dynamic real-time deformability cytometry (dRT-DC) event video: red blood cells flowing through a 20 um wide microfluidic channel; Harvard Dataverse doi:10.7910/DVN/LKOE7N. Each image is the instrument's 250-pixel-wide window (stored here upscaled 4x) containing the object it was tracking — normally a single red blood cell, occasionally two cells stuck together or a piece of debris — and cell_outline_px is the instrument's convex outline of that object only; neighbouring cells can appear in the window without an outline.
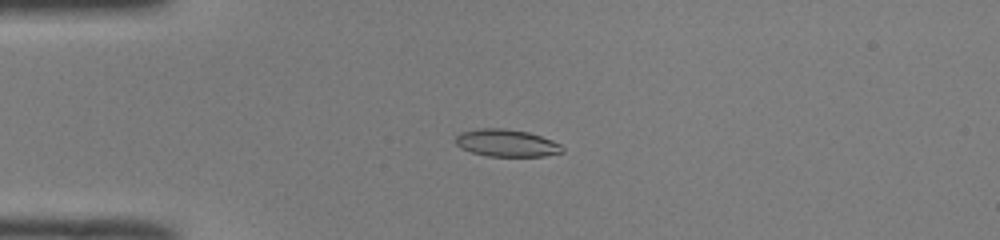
{"species": "common noctule bat (a hibernating species)", "species_latin": "Nyctalus noctula", "temperature_condition": "room temperature", "stored_images_in_passage": 42, "camera_frame_rate_fps": 3000, "um_per_image_px": 0.085, "animal": {"sex": "male", "body_mass_g": 19.0, "forearm_length_mm": 50.8}, "frame": {"image": 1, "passage_image": 5, "time_ms": 1.333, "image_size_px": [1000, 240], "cell_outline_px": [[564, 152], [544, 156], [488, 156], [472, 152], [460, 148], [456, 144], [456, 136], [460, 132], [480, 128], [504, 128], [528, 132], [552, 140], [560, 144], [564, 148]], "centroid_in_image_um": [43.06, 12.15], "position_along_channel_um": 41.9, "area_um2": 16.99}}
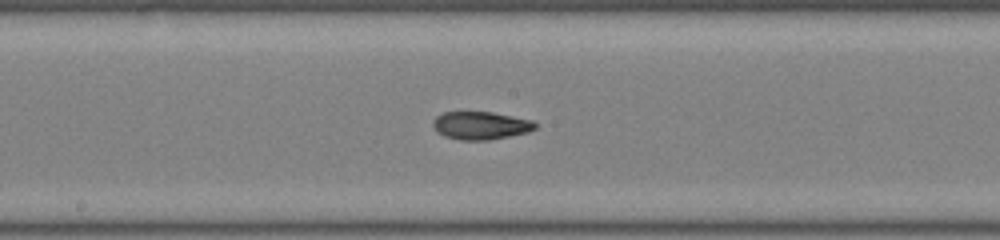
{"frame": {"image": 2, "passage_image": 19, "time_ms": 6.0, "image_size_px": [1000, 240], "cell_outline_px": [[536, 128], [528, 132], [488, 140], [460, 140], [444, 136], [436, 132], [432, 124], [432, 120], [436, 116], [444, 112], [492, 112], [532, 120], [536, 124]], "centroid_in_image_um": [40.82, 10.67], "position_along_channel_um": 207.4, "area_um2": 16.65}}
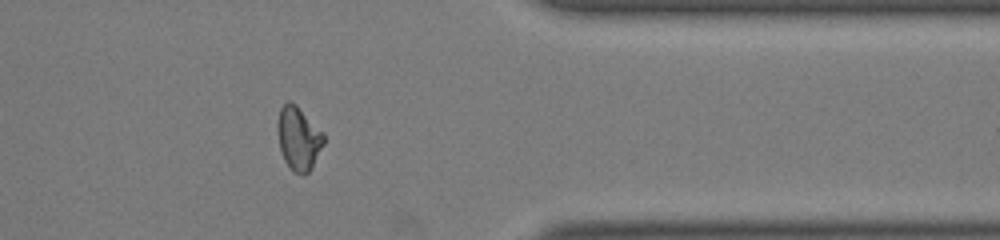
{"frame": {"image": 3, "passage_image": 33, "time_ms": 10.667, "image_size_px": [1000, 240], "cell_outline_px": [[324, 144], [312, 168], [304, 176], [292, 172], [284, 160], [280, 148], [280, 108], [288, 100], [296, 104], [324, 132]], "centroid_in_image_um": [25.44, 11.8], "position_along_channel_um": 386.0, "area_um2": 16.82}, "authors_computed_cell_mechanics": {"area_um2": 16.8198, "velocity_mm_per_s": 4.1073, "shape_relaxation_time_tau1_ms": null, "shape_relaxation_time_tau2_ms": 2.234, "deformation_change_tau1": null, "deformation_change_tau2": 0.0844}}